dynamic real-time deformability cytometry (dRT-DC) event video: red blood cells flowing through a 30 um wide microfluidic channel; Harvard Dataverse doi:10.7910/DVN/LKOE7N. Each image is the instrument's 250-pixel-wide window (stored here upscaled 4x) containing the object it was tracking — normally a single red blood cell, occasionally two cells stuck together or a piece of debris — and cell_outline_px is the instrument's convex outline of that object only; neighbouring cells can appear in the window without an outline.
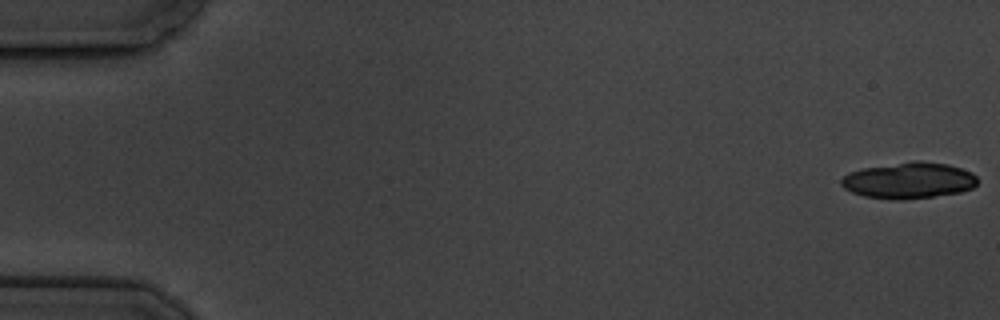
{"species": "common noctule bat (a hibernating species)", "species_latin": "Nyctalus noctula", "temperature_condition": "cold", "stored_images_in_passage": 9, "camera_frame_rate_fps": 3000, "um_per_image_px": 0.085, "animal": {"sex": "male", "body_mass_g": 19.5, "forearm_length_mm": 54.6}, "frame": {"image": 1, "passage_image": 1, "time_ms": 0.0, "image_size_px": [1000, 320], "cell_outline_px": [[976, 184], [972, 188], [960, 192], [904, 200], [892, 200], [864, 196], [852, 192], [844, 188], [840, 184], [840, 180], [848, 172], [864, 168], [912, 160], [920, 160], [948, 164], [972, 172], [976, 176]], "centroid_in_image_um": [77.23, 15.33], "position_along_channel_um": 7.8, "area_um2": 28.84}}